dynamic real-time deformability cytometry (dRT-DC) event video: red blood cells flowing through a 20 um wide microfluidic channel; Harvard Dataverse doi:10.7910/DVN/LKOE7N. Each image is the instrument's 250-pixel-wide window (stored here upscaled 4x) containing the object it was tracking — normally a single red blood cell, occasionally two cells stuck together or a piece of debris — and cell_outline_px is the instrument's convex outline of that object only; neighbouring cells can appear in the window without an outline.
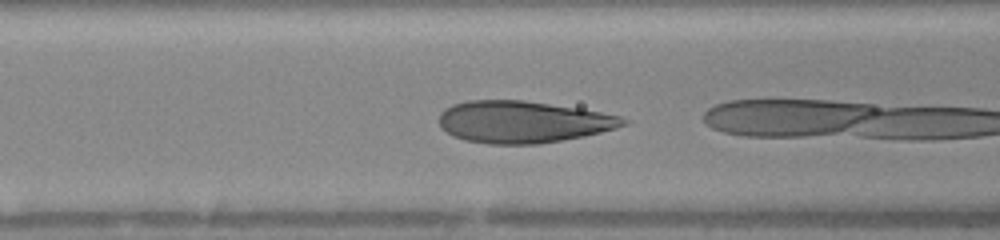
{"species": "human", "species_latin": "Homo sapiens", "temperature_condition": "warm", "stored_images_in_passage": 9, "camera_frame_rate_fps": 3000, "um_per_image_px": 0.085, "donor": {"sex": "female"}, "frame": {"image": 1, "passage_image": 8, "time_ms": 2.0, "image_size_px": [1000, 240], "cell_outline_px": [[628, 124], [616, 128], [584, 136], [540, 144], [488, 144], [464, 140], [452, 136], [440, 124], [440, 112], [444, 108], [452, 104], [468, 100], [524, 100], [580, 108], [620, 116], [628, 120]], "centroid_in_image_um": [44.44, 10.36], "position_along_channel_um": 122.2, "area_um2": 45.08}}